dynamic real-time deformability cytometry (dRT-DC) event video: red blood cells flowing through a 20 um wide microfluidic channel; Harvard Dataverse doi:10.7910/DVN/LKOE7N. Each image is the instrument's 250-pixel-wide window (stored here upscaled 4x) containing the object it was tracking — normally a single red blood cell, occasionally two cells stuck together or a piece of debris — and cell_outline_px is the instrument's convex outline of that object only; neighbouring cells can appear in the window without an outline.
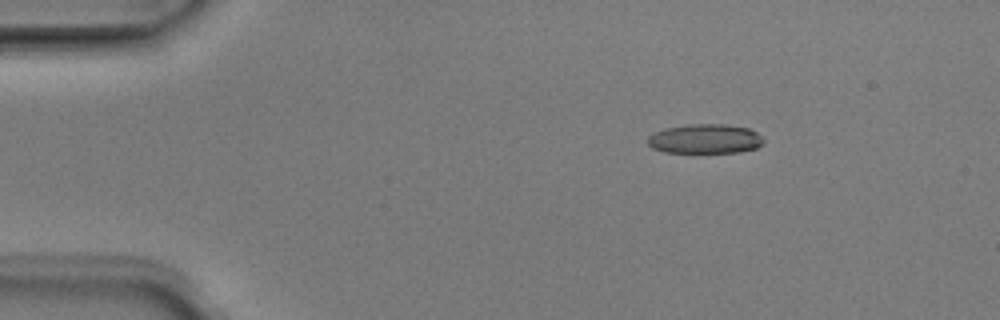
{"species": "Egyptian fruit bat (a non-hibernating species)", "species_latin": "Rousettus aegyptiacus", "temperature_condition": "room temperature", "stored_images_in_passage": 4, "camera_frame_rate_fps": 3000, "um_per_image_px": 0.085, "animal": {"sex": "male"}, "frame": {"image": 1, "passage_image": 2, "time_ms": 0.333, "image_size_px": [1000, 320], "cell_outline_px": [[764, 144], [756, 148], [736, 152], [664, 152], [652, 148], [648, 144], [648, 136], [656, 132], [668, 128], [688, 124], [724, 124], [748, 128], [756, 132], [764, 140]], "centroid_in_image_um": [59.95, 11.8], "position_along_channel_um": 25.1, "area_um2": 19.71}}